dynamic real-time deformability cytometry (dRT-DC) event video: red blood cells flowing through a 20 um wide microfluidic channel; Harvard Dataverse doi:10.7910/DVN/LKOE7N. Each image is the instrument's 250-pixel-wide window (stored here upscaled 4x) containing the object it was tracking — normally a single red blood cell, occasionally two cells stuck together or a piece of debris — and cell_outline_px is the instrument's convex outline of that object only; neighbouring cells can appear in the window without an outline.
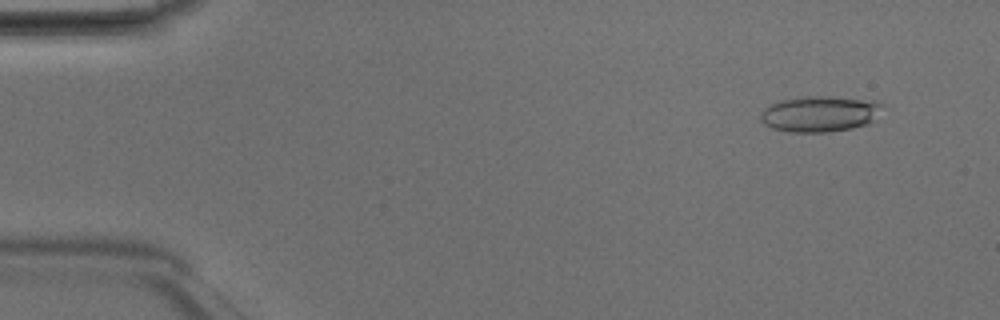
{"species": "Egyptian fruit bat (a non-hibernating species)", "species_latin": "Rousettus aegyptiacus", "temperature_condition": "room temperature", "stored_images_in_passage": 48, "camera_frame_rate_fps": 3000, "um_per_image_px": 0.085, "animal": {"sex": "male"}, "frame": {"image": 1, "passage_image": 4, "time_ms": 1.0, "image_size_px": [1000, 320], "cell_outline_px": [[884, 104], [872, 120], [864, 124], [852, 128], [824, 132], [788, 132], [772, 128], [764, 124], [760, 120], [760, 116], [764, 108], [768, 104], [776, 100], [804, 96], [828, 96], [876, 100]], "centroid_in_image_um": [69.62, 9.65], "position_along_channel_um": 15.4, "area_um2": 25.61}}
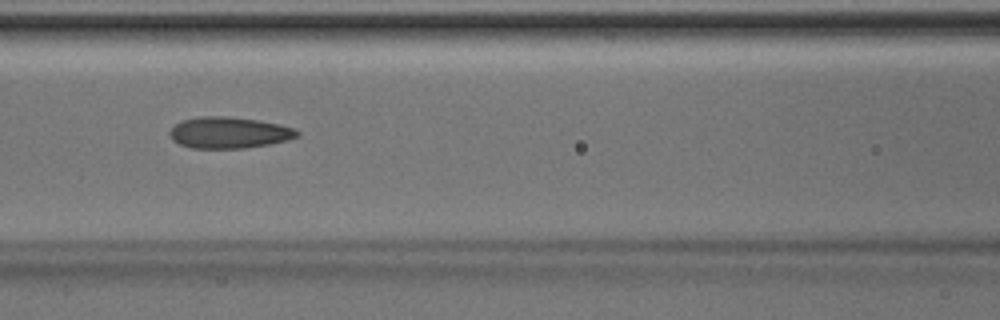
{"frame": {"image": 2, "passage_image": 21, "time_ms": 6.667, "image_size_px": [1000, 320], "cell_outline_px": [[300, 136], [288, 140], [268, 144], [244, 148], [192, 148], [180, 144], [172, 140], [168, 132], [180, 120], [200, 116], [228, 116], [260, 120], [280, 124], [296, 128], [300, 132]], "centroid_in_image_um": [19.49, 11.26], "position_along_channel_um": 147.1, "area_um2": 23.52}}
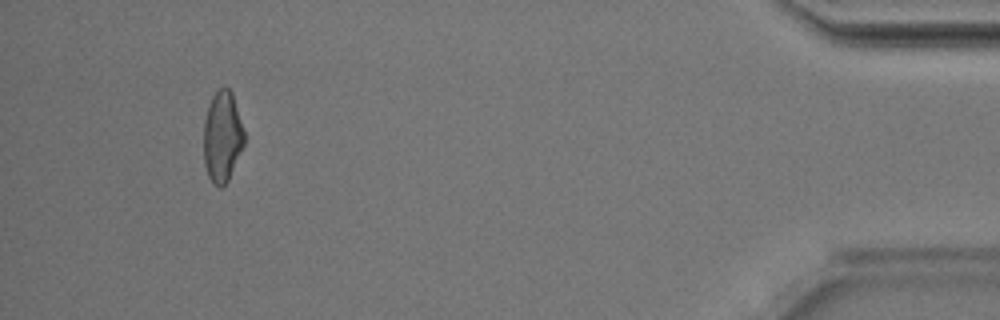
{"frame": {"image": 3, "passage_image": 45, "time_ms": 14.667, "image_size_px": [1000, 320], "cell_outline_px": [[244, 144], [228, 180], [220, 188], [212, 184], [208, 176], [204, 164], [204, 120], [208, 104], [212, 96], [220, 88], [228, 88], [232, 92], [244, 132]], "centroid_in_image_um": [18.88, 11.63], "position_along_channel_um": 416.3, "area_um2": 21.39}, "authors_computed_cell_mechanics": {"area_um2": 22.9755, "velocity_mm_per_s": 4.2251, "shape_relaxation_time_tau1_ms": 8.448, "shape_relaxation_time_tau2_ms": 2.462, "deformation_change_tau1": 0.1718, "deformation_change_tau2": 0.1184}}